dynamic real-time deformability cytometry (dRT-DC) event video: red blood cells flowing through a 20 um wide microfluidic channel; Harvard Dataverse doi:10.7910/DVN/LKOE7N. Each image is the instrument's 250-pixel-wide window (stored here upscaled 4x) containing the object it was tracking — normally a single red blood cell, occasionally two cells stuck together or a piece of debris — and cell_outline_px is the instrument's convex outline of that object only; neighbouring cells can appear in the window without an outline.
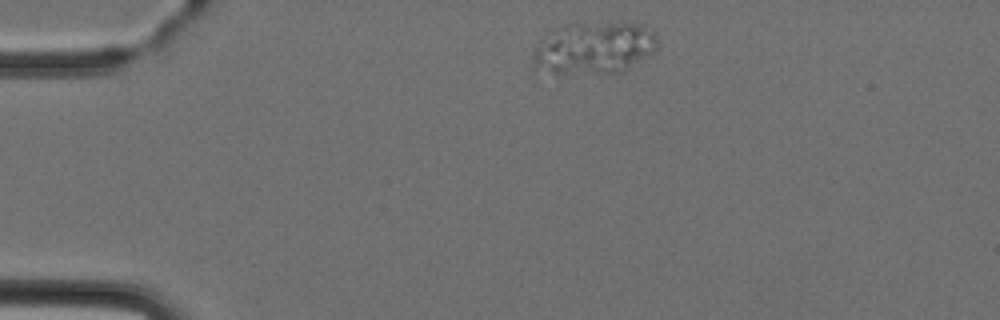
{"species": "Egyptian fruit bat (a non-hibernating species)", "species_latin": "Rousettus aegyptiacus", "temperature_condition": "cold", "stored_images_in_passage": 2, "camera_frame_rate_fps": 3000, "um_per_image_px": 0.085, "animal": {"sex": "female"}, "frame": {"image": 1, "passage_image": 1, "time_ms": 0.0, "image_size_px": [1000, 320], "cell_outline_px": [[656, 52], [624, 72], [552, 72], [532, 68], [532, 52], [536, 44], [548, 32], [556, 28], [568, 24], [640, 24], [656, 32]], "centroid_in_image_um": [50.48, 4.09], "position_along_channel_um": 34.5, "area_um2": 37.51}}